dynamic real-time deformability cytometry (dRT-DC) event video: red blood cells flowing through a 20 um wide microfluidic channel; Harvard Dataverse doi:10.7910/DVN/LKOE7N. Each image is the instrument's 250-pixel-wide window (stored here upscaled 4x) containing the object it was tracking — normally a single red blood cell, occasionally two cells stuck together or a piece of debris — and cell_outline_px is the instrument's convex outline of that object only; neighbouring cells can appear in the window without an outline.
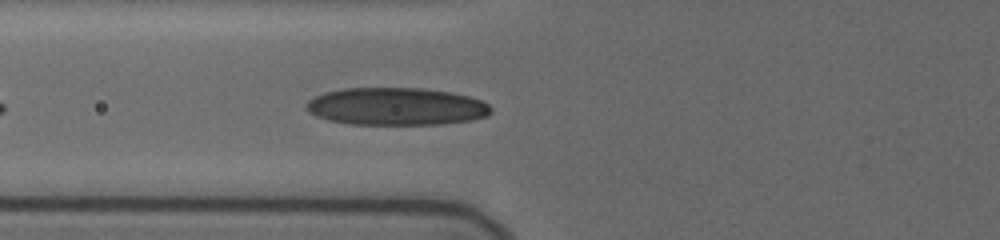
{"species": "human", "species_latin": "Homo sapiens", "temperature_condition": "cold", "stored_images_in_passage": 49, "camera_frame_rate_fps": 3000, "um_per_image_px": 0.085, "donor": {"sex": "female"}, "frame": {"image": 1, "passage_image": 22, "time_ms": 8.0, "image_size_px": [1000, 240], "cell_outline_px": [[492, 112], [488, 116], [472, 120], [444, 124], [348, 124], [328, 120], [316, 116], [308, 112], [304, 108], [304, 104], [308, 100], [324, 92], [344, 88], [420, 88], [448, 92], [468, 96], [480, 100], [488, 104], [492, 108]], "centroid_in_image_um": [33.65, 9.05], "position_along_channel_um": 92.1, "area_um2": 40.63}}
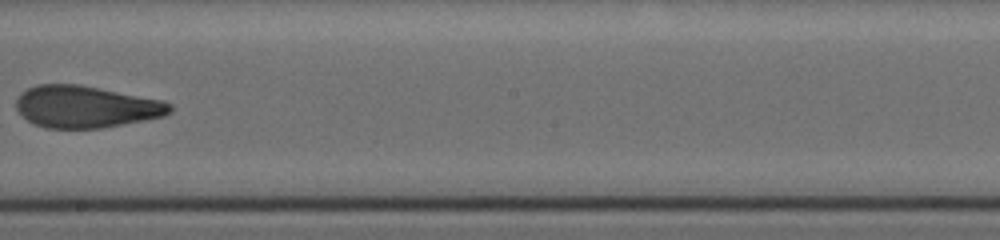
{"frame": {"image": 2, "passage_image": 31, "time_ms": 12.0, "image_size_px": [1000, 240], "cell_outline_px": [[172, 112], [164, 116], [144, 120], [100, 128], [44, 128], [28, 120], [16, 108], [16, 100], [28, 88], [36, 84], [80, 84], [164, 100], [172, 104]], "centroid_in_image_um": [7.34, 9.06], "position_along_channel_um": 240.9, "area_um2": 37.51}}
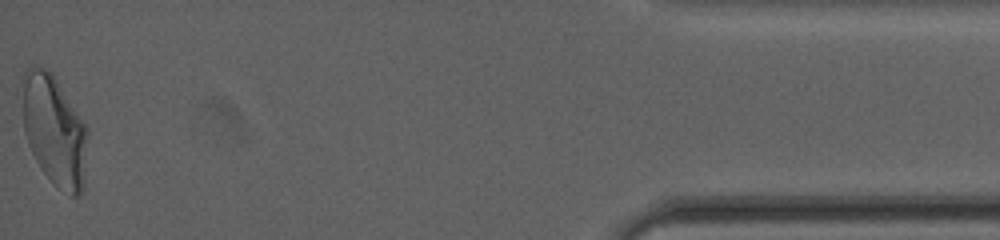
{"frame": {"image": 3, "passage_image": 49, "time_ms": 19.0, "image_size_px": [1000, 240], "cell_outline_px": [[88, 132], [84, 192], [80, 196], [72, 196], [56, 188], [40, 168], [28, 144], [24, 132], [20, 76], [32, 64], [44, 68], [52, 72], [88, 128]], "centroid_in_image_um": [4.61, 11.09], "position_along_channel_um": 430.6, "area_um2": 43.06}, "authors_computed_cell_mechanics": {"area_um2": 39.304, "velocity_mm_per_s": 3.7033, "shape_relaxation_time_tau1_ms": 7.0606, "shape_relaxation_time_tau2_ms": 1.7463, "deformation_change_tau1": 0.207, "deformation_change_tau2": 0.0847}}